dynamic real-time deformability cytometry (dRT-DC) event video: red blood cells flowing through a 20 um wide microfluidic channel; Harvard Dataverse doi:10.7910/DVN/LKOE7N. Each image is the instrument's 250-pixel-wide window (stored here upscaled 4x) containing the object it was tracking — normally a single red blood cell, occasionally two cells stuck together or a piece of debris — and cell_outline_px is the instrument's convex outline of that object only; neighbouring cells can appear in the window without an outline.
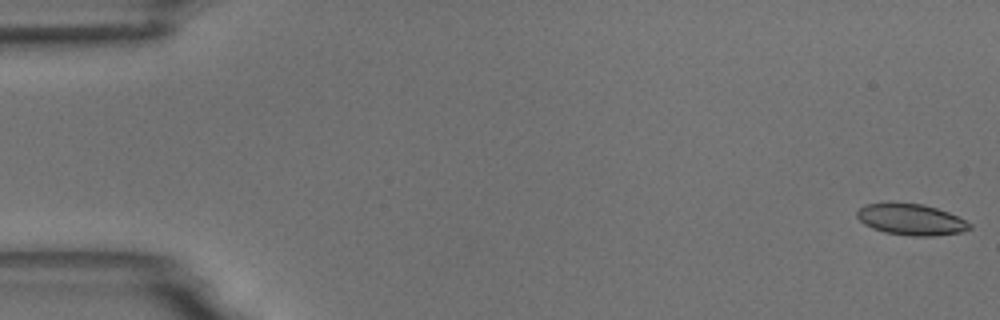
{"species": "common noctule bat (a hibernating species)", "species_latin": "Nyctalus noctula", "temperature_condition": "room temperature", "stored_images_in_passage": 56, "camera_frame_rate_fps": 3000, "um_per_image_px": 0.085, "animal": {"sex": "male", "body_mass_g": 18.8}, "frame": {"image": 1, "passage_image": 1, "time_ms": 0.0, "image_size_px": [1000, 320], "cell_outline_px": [[972, 228], [960, 232], [932, 236], [912, 236], [884, 232], [872, 228], [864, 224], [856, 216], [856, 212], [864, 204], [888, 200], [892, 200], [924, 204], [948, 212], [972, 224]], "centroid_in_image_um": [77.37, 18.61], "position_along_channel_um": 7.6, "area_um2": 21.04}}
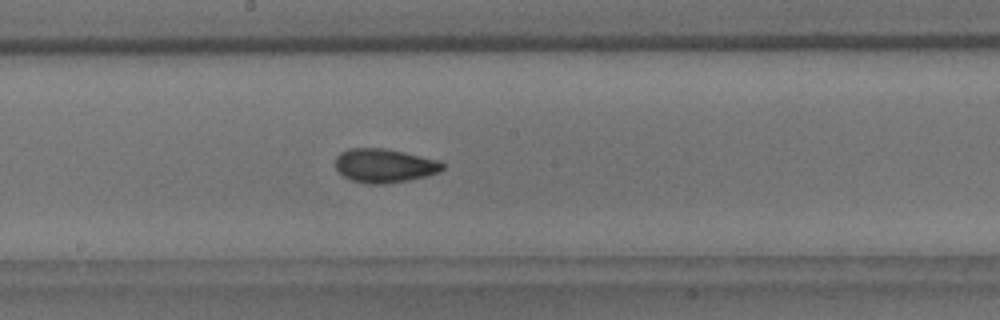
{"frame": {"image": 2, "passage_image": 30, "time_ms": 9.667, "image_size_px": [1000, 320], "cell_outline_px": [[444, 168], [440, 172], [428, 176], [408, 180], [384, 184], [368, 184], [352, 180], [344, 176], [336, 168], [336, 156], [340, 152], [348, 148], [384, 148], [404, 152], [440, 160], [444, 164]], "centroid_in_image_um": [32.7, 14.07], "position_along_channel_um": 215.5, "area_um2": 21.27}}
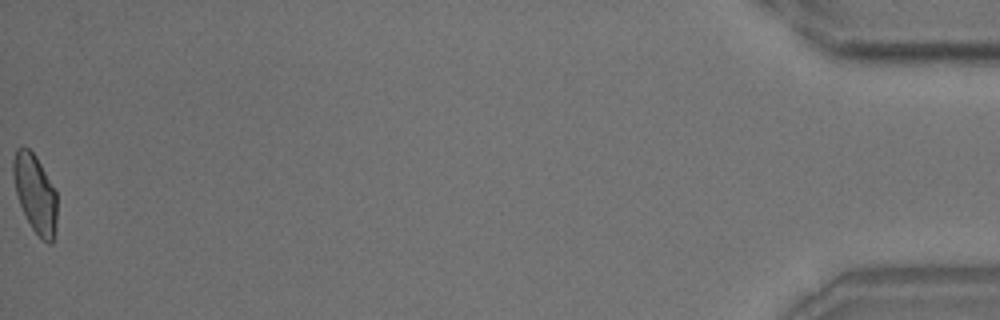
{"frame": {"image": 3, "passage_image": 56, "time_ms": 18.333, "image_size_px": [1000, 320], "cell_outline_px": [[56, 228], [52, 244], [48, 244], [32, 228], [20, 204], [16, 192], [12, 176], [12, 160], [16, 148], [28, 148], [36, 156], [56, 192]], "centroid_in_image_um": [2.98, 16.44], "position_along_channel_um": 432.2, "area_um2": 19.71}, "authors_computed_cell_mechanics": {"area_um2": 20.6057, "velocity_mm_per_s": 3.6483, "shape_relaxation_time_tau1_ms": null, "shape_relaxation_time_tau2_ms": 1.9655, "deformation_change_tau1": null, "deformation_change_tau2": 0.0566}}